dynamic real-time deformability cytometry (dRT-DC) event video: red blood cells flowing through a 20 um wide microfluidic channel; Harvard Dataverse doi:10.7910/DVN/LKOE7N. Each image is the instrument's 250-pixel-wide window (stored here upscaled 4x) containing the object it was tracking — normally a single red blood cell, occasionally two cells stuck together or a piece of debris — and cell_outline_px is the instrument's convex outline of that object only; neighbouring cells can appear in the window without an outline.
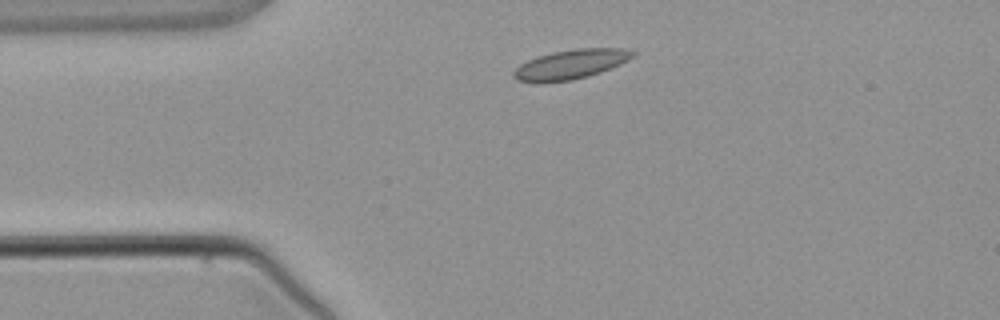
{"species": "common noctule bat (a hibernating species)", "species_latin": "Nyctalus noctula", "temperature_condition": "warm", "stored_images_in_passage": 3, "camera_frame_rate_fps": 3000, "um_per_image_px": 0.085, "animal": {"sex": "male", "body_mass_g": 21.5, "forearm_length_mm": 52.0}, "frame": {"image": 1, "passage_image": 1, "time_ms": 0.0, "image_size_px": [1000, 320], "cell_outline_px": [[636, 52], [628, 60], [620, 64], [600, 72], [588, 76], [572, 80], [544, 84], [536, 84], [516, 80], [512, 76], [512, 72], [520, 64], [536, 56], [552, 52], [576, 48], [624, 48]], "centroid_in_image_um": [48.44, 5.49], "position_along_channel_um": 36.6, "area_um2": 20.87}}
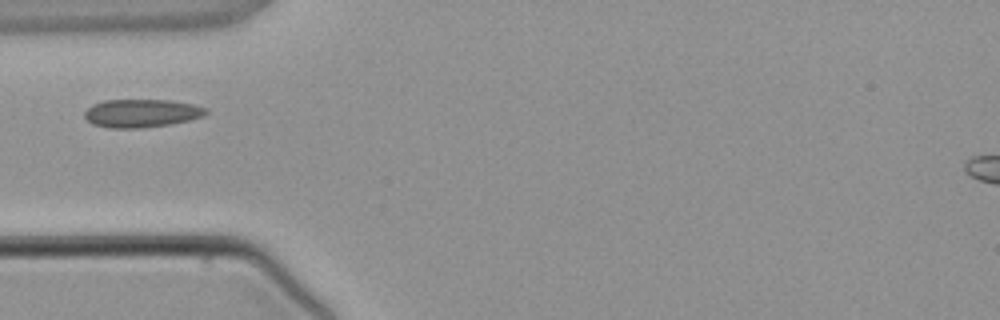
{"frame": {"image": 2, "passage_image": 2, "time_ms": 1.333, "image_size_px": [1000, 320], "cell_outline_px": [[208, 112], [200, 116], [188, 120], [168, 124], [144, 128], [108, 128], [92, 124], [84, 116], [84, 112], [92, 104], [104, 100], [172, 100], [192, 104], [208, 108]], "centroid_in_image_um": [11.99, 9.62], "position_along_channel_um": 73.0, "area_um2": 19.88}}
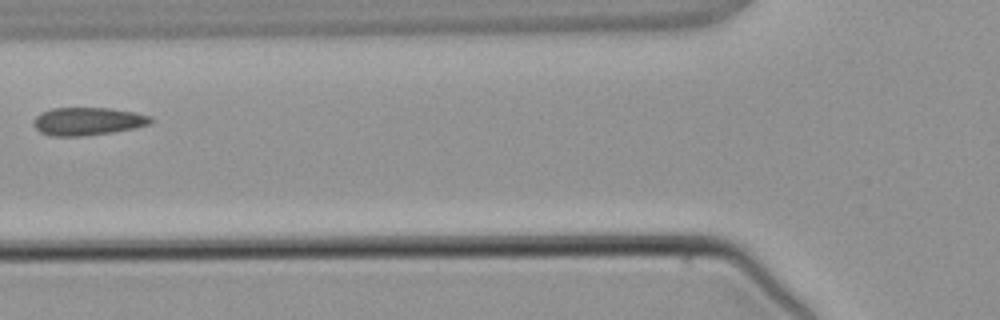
{"frame": {"image": 3, "passage_image": 3, "time_ms": 2.333, "image_size_px": [1000, 320], "cell_outline_px": [[152, 124], [136, 128], [112, 132], [84, 136], [52, 136], [40, 132], [32, 124], [32, 120], [40, 112], [52, 108], [108, 108], [136, 112], [152, 116]], "centroid_in_image_um": [7.46, 10.31], "position_along_channel_um": 118.3, "area_um2": 19.31}}